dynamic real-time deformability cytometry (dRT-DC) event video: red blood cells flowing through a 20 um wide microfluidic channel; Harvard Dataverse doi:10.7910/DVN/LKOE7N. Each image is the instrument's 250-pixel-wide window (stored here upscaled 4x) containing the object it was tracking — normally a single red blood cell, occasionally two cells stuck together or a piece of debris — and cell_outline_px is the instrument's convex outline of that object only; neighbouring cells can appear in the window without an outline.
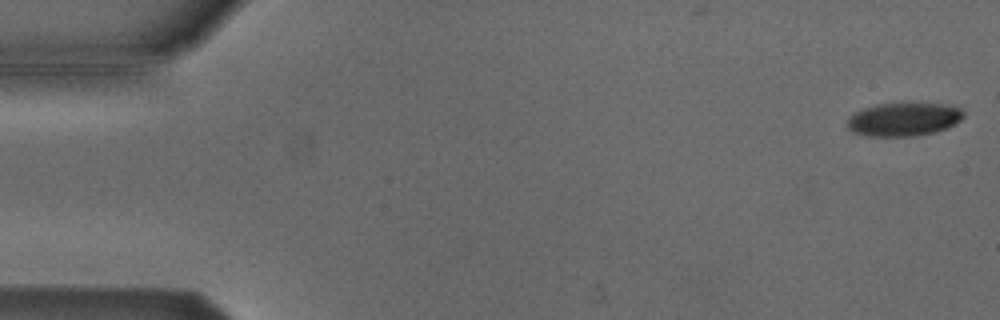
{"species": "Egyptian fruit bat (a non-hibernating species)", "species_latin": "Rousettus aegyptiacus", "temperature_condition": "cold", "stored_images_in_passage": 44, "camera_frame_rate_fps": 3000, "um_per_image_px": 0.085, "animal": {"sex": "male"}, "frame": {"image": 1, "passage_image": 1, "time_ms": 0.0, "image_size_px": [1000, 320], "cell_outline_px": [[964, 116], [956, 124], [948, 128], [936, 132], [916, 136], [868, 136], [852, 132], [848, 128], [848, 120], [856, 112], [864, 108], [876, 104], [940, 104], [960, 108], [964, 112]], "centroid_in_image_um": [76.84, 10.16], "position_along_channel_um": 8.2, "area_um2": 22.43}}
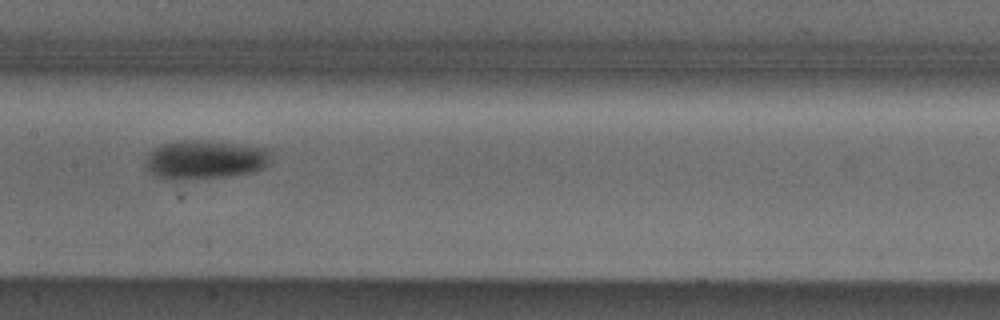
{"frame": {"image": 2, "passage_image": 26, "time_ms": 8.333, "image_size_px": [1000, 320], "cell_outline_px": [[268, 164], [264, 168], [256, 172], [228, 176], [152, 176], [144, 168], [144, 160], [148, 152], [152, 148], [160, 144], [180, 140], [196, 140], [268, 148]], "centroid_in_image_um": [17.37, 13.53], "position_along_channel_um": 190.0, "area_um2": 27.51}}
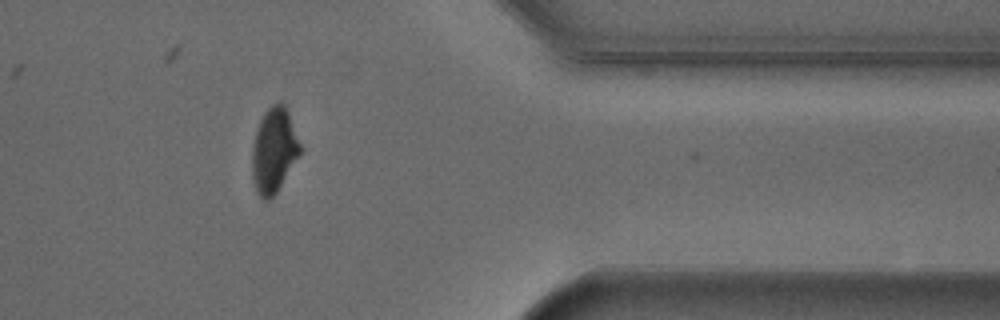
{"frame": {"image": 3, "passage_image": 43, "time_ms": 14.0, "image_size_px": [1000, 320], "cell_outline_px": [[300, 156], [276, 192], [268, 200], [264, 200], [260, 196], [256, 188], [252, 176], [252, 148], [256, 132], [260, 120], [264, 112], [272, 104], [280, 100], [284, 104], [288, 112], [300, 144]], "centroid_in_image_um": [23.28, 12.76], "position_along_channel_um": 388.1, "area_um2": 23.47}, "authors_computed_cell_mechanics": {"area_um2": 26.6458, "velocity_mm_per_s": 3.8621, "shape_relaxation_time_tau1_ms": 2.6795, "shape_relaxation_time_tau2_ms": null, "deformation_change_tau1": 0.1104, "deformation_change_tau2": null}}